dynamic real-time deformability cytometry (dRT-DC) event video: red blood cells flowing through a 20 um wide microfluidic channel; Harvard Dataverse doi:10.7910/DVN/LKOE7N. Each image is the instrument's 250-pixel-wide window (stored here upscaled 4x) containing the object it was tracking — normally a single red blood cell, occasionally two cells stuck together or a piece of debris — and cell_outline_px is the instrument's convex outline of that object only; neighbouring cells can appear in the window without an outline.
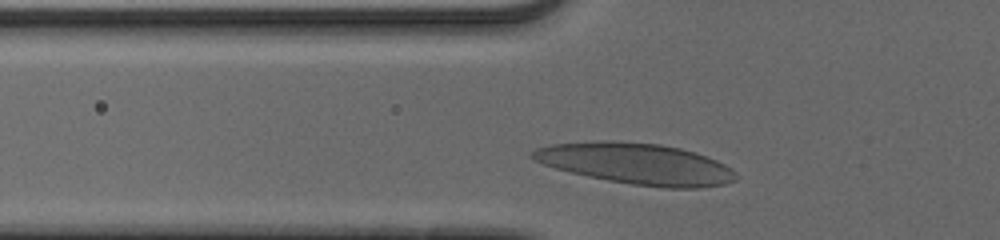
{"species": "human", "species_latin": "Homo sapiens", "temperature_condition": "cold", "stored_images_in_passage": 23, "camera_frame_rate_fps": 3000, "um_per_image_px": 0.085, "donor": {"sex": "male"}, "frame": {"image": 1, "passage_image": 4, "time_ms": 1.0, "image_size_px": [1000, 240], "cell_outline_px": [[736, 180], [724, 184], [700, 188], [664, 188], [632, 184], [608, 180], [588, 176], [556, 168], [532, 160], [528, 156], [536, 148], [552, 144], [604, 140], [608, 140], [660, 144], [680, 148], [696, 152], [716, 160], [724, 164], [736, 172]], "centroid_in_image_um": [54.09, 13.91], "position_along_channel_um": 71.7, "area_um2": 48.67}}
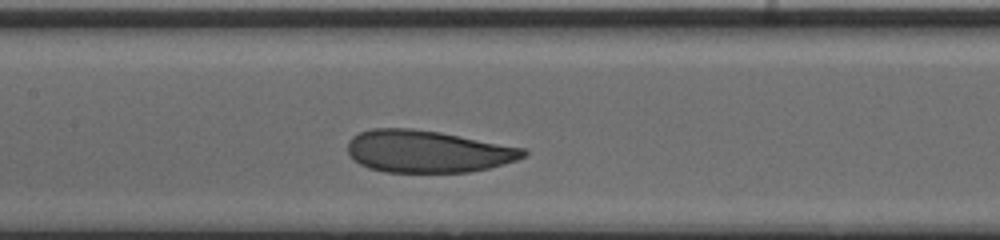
{"frame": {"image": 2, "passage_image": 12, "time_ms": 3.667, "image_size_px": [1000, 240], "cell_outline_px": [[528, 152], [524, 156], [516, 160], [504, 164], [488, 168], [468, 172], [384, 172], [368, 168], [352, 160], [348, 152], [348, 140], [352, 136], [360, 132], [372, 128], [412, 128], [440, 132], [524, 148]], "centroid_in_image_um": [36.3, 12.87], "position_along_channel_um": 171.1, "area_um2": 43.29}}
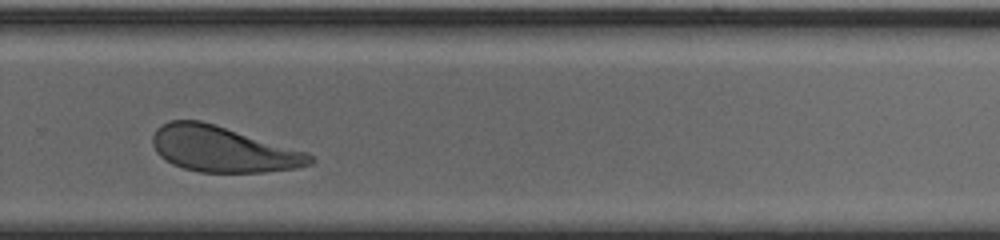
{"frame": {"image": 3, "passage_image": 23, "time_ms": 7.333, "image_size_px": [1000, 240], "cell_outline_px": [[316, 160], [312, 164], [296, 168], [264, 172], [200, 172], [184, 168], [172, 164], [164, 160], [156, 152], [152, 144], [152, 136], [156, 128], [160, 124], [172, 120], [200, 120], [216, 124], [308, 152]], "centroid_in_image_um": [18.93, 12.67], "position_along_channel_um": 310.9, "area_um2": 42.25}}